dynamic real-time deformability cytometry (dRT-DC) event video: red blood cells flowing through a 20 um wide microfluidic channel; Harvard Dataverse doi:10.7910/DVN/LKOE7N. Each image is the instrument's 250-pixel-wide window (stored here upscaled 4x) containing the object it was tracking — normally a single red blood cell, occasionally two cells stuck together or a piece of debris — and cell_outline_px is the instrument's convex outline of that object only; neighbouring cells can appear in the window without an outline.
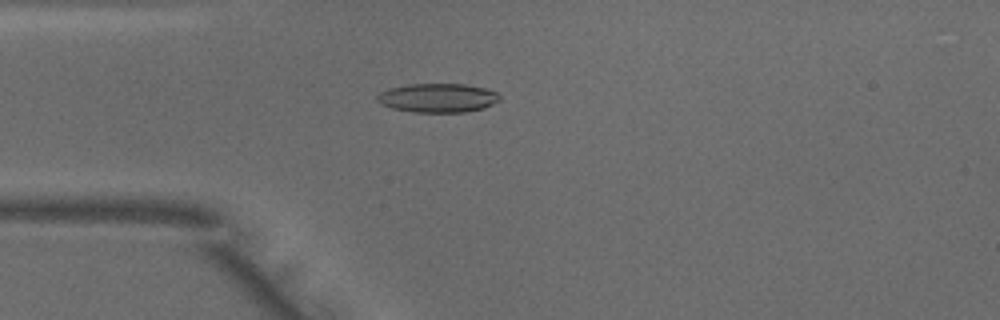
{"species": "common noctule bat (a hibernating species)", "species_latin": "Nyctalus noctula", "temperature_condition": "warm", "stored_images_in_passage": 49, "camera_frame_rate_fps": 3000, "um_per_image_px": 0.085, "animal": {"sex": "male", "body_mass_g": 18.8}, "frame": {"image": 1, "passage_image": 13, "time_ms": 4.0, "image_size_px": [1000, 320], "cell_outline_px": [[500, 100], [484, 108], [464, 112], [416, 112], [392, 108], [380, 104], [376, 100], [376, 96], [380, 92], [388, 88], [408, 84], [464, 84], [484, 88], [496, 92], [500, 96]], "centroid_in_image_um": [37.18, 8.32], "position_along_channel_um": 47.8, "area_um2": 20.69}}
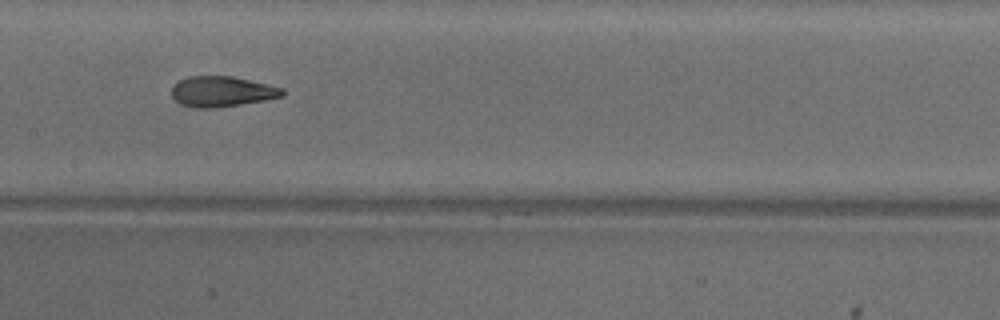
{"frame": {"image": 2, "passage_image": 24, "time_ms": 7.667, "image_size_px": [1000, 320], "cell_outline_px": [[284, 96], [264, 100], [240, 104], [212, 108], [192, 108], [180, 104], [172, 96], [172, 88], [180, 80], [188, 76], [232, 76], [268, 84], [284, 88]], "centroid_in_image_um": [18.87, 7.78], "position_along_channel_um": 188.5, "area_um2": 19.59}}
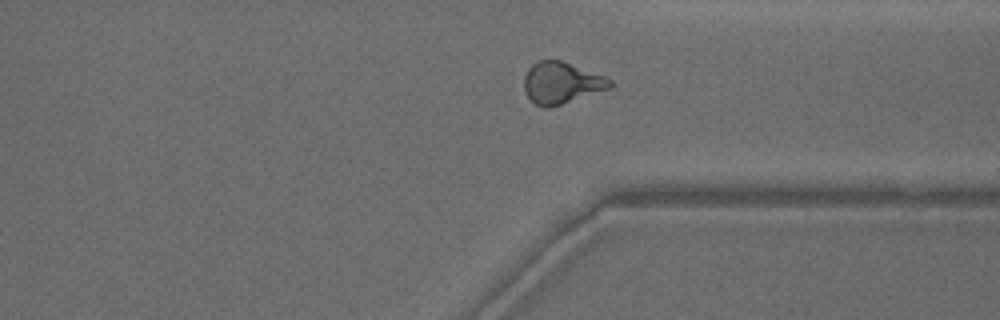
{"frame": {"image": 3, "passage_image": 37, "time_ms": 12.0, "image_size_px": [1000, 320], "cell_outline_px": [[612, 88], [548, 108], [544, 108], [536, 104], [528, 96], [524, 88], [524, 76], [528, 68], [536, 60], [560, 60], [604, 76], [612, 80]], "centroid_in_image_um": [47.71, 7.04], "position_along_channel_um": 363.7, "area_um2": 20.69}, "authors_computed_cell_mechanics": {"area_um2": 20.1722, "velocity_mm_per_s": 4.0613, "shape_relaxation_time_tau1_ms": 5.5799, "shape_relaxation_time_tau2_ms": 1.4918, "deformation_change_tau1": 0.1875, "deformation_change_tau2": 0.0963}}